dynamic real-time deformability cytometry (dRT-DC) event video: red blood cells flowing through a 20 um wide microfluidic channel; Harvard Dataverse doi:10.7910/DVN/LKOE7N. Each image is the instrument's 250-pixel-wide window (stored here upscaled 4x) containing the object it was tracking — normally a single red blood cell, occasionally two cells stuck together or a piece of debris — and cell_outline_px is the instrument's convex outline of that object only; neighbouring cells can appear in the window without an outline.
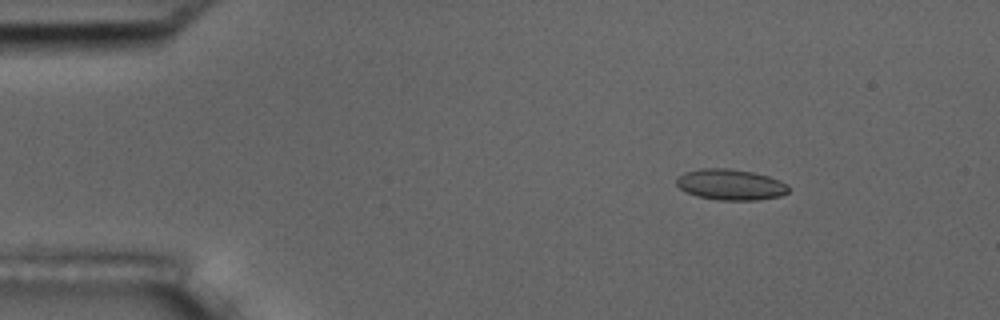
{"species": "common noctule bat (a hibernating species)", "species_latin": "Nyctalus noctula", "temperature_condition": "room temperature", "stored_images_in_passage": 54, "camera_frame_rate_fps": 3000, "um_per_image_px": 0.085, "animal": {"sex": "male", "body_mass_g": 17.5, "forearm_length_mm": 52.3}, "frame": {"image": 1, "passage_image": 7, "time_ms": 2.0, "image_size_px": [1000, 320], "cell_outline_px": [[788, 192], [780, 196], [756, 200], [716, 200], [696, 196], [680, 188], [676, 184], [676, 180], [684, 172], [700, 168], [728, 168], [752, 172], [768, 176], [780, 180], [788, 184]], "centroid_in_image_um": [62.1, 15.69], "position_along_channel_um": 22.9, "area_um2": 20.17}}
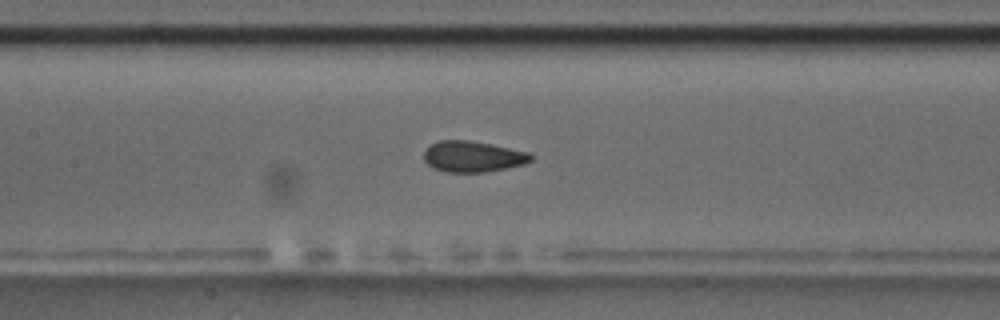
{"frame": {"image": 2, "passage_image": 25, "time_ms": 8.0, "image_size_px": [1000, 320], "cell_outline_px": [[532, 160], [524, 164], [508, 168], [484, 172], [444, 172], [432, 168], [424, 160], [424, 148], [440, 140], [468, 140], [492, 144], [528, 152], [532, 156]], "centroid_in_image_um": [40.16, 13.31], "position_along_channel_um": 167.2, "area_um2": 19.42}}
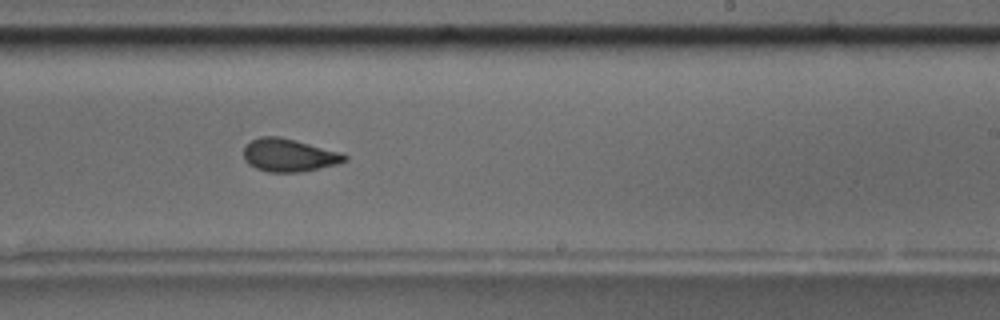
{"frame": {"image": 3, "passage_image": 33, "time_ms": 10.667, "image_size_px": [1000, 320], "cell_outline_px": [[348, 160], [336, 164], [320, 168], [300, 172], [268, 172], [256, 168], [248, 164], [244, 160], [244, 148], [252, 140], [260, 136], [280, 136], [296, 140], [340, 152], [348, 156]], "centroid_in_image_um": [24.56, 13.19], "position_along_channel_um": 264.4, "area_um2": 19.36}, "authors_computed_cell_mechanics": {"area_um2": 19.5942, "velocity_mm_per_s": 3.6657, "shape_relaxation_time_tau1_ms": 5.5092, "shape_relaxation_time_tau2_ms": 2.0712, "deformation_change_tau1": 0.123, "deformation_change_tau2": 0.0526}}